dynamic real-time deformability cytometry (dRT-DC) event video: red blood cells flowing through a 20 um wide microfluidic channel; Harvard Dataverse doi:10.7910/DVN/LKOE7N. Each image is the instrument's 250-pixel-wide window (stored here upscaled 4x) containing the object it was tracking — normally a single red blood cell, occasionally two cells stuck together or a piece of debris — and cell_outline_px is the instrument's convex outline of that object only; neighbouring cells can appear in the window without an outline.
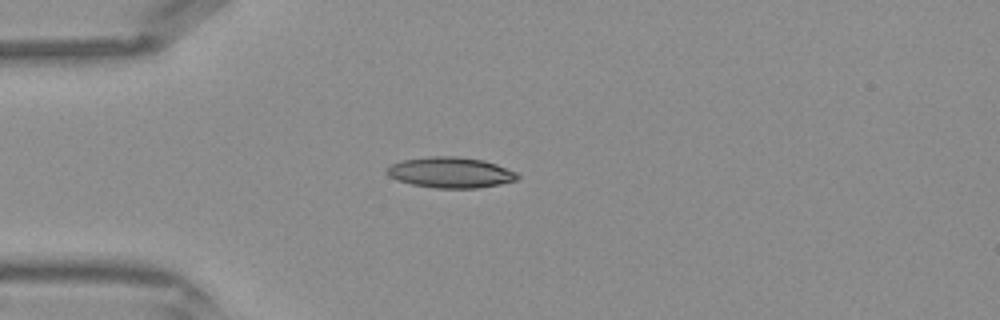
{"species": "Egyptian fruit bat (a non-hibernating species)", "species_latin": "Rousettus aegyptiacus", "temperature_condition": "warm", "stored_images_in_passage": 32, "camera_frame_rate_fps": 3000, "um_per_image_px": 0.085, "frame": {"image": 1, "passage_image": 1, "time_ms": 0.0, "image_size_px": [1000, 320], "cell_outline_px": [[520, 176], [516, 180], [500, 184], [476, 188], [436, 188], [412, 184], [396, 180], [388, 176], [384, 172], [384, 168], [392, 164], [404, 160], [432, 156], [456, 156], [484, 160], [496, 164], [516, 172]], "centroid_in_image_um": [38.26, 14.66], "position_along_channel_um": 46.7, "area_um2": 23.41}}
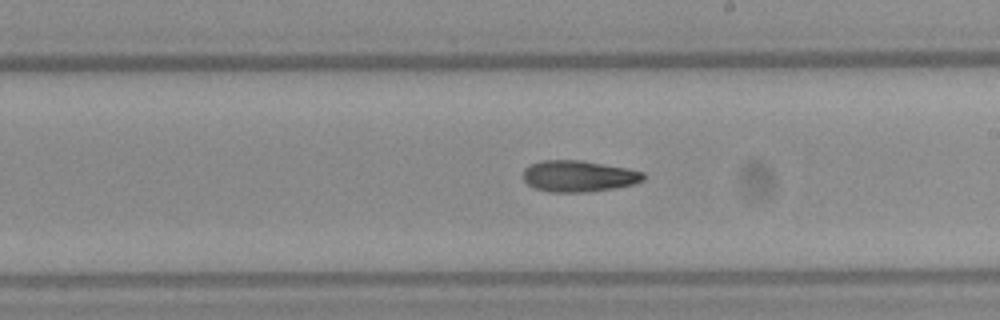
{"frame": {"image": 2, "passage_image": 14, "time_ms": 4.333, "image_size_px": [1000, 320], "cell_outline_px": [[644, 180], [632, 184], [616, 188], [584, 192], [548, 192], [536, 188], [528, 184], [524, 180], [524, 168], [532, 164], [544, 160], [580, 160], [628, 168], [644, 172]], "centroid_in_image_um": [49.19, 14.97], "position_along_channel_um": 239.8, "area_um2": 21.85}}
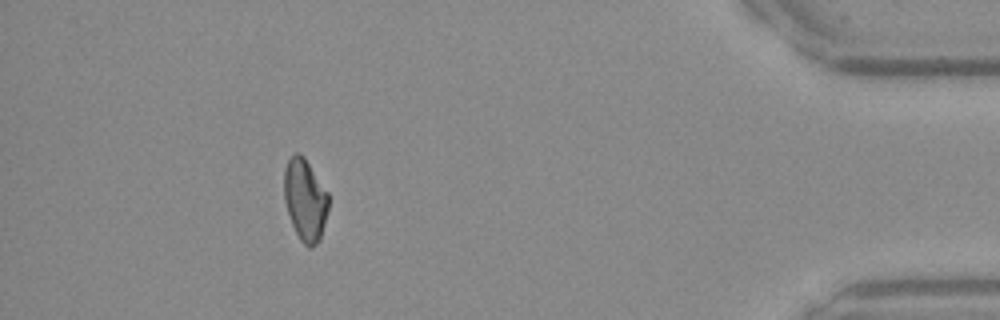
{"frame": {"image": 3, "passage_image": 28, "time_ms": 9.0, "image_size_px": [1000, 320], "cell_outline_px": [[328, 212], [320, 240], [312, 248], [308, 248], [300, 240], [292, 224], [284, 200], [284, 168], [288, 160], [296, 152], [300, 152], [304, 156], [328, 192]], "centroid_in_image_um": [25.94, 16.98], "position_along_channel_um": 409.3, "area_um2": 21.33}}